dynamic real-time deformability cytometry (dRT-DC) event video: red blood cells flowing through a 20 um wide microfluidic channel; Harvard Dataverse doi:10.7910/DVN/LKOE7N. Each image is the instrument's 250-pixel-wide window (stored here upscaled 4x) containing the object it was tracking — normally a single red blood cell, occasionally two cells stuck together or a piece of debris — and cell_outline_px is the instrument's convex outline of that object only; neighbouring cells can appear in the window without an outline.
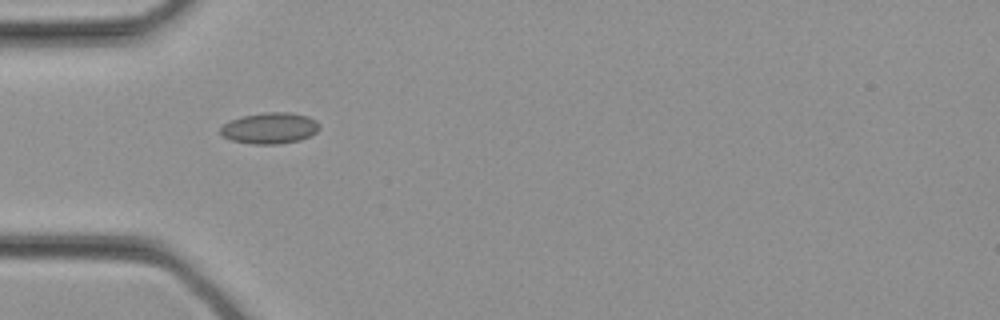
{"species": "common noctule bat (a hibernating species)", "species_latin": "Nyctalus noctula", "temperature_condition": "cold", "stored_images_in_passage": 22, "camera_frame_rate_fps": 3000, "um_per_image_px": 0.085, "animal": {"sex": "female", "body_mass_g": 21.9}, "frame": {"image": 1, "passage_image": 1, "time_ms": 0.0, "image_size_px": [1000, 320], "cell_outline_px": [[320, 128], [316, 132], [300, 140], [276, 144], [252, 144], [232, 140], [224, 136], [220, 132], [220, 128], [224, 124], [232, 120], [244, 116], [264, 112], [288, 112], [308, 116], [316, 120], [320, 124]], "centroid_in_image_um": [22.96, 10.89], "position_along_channel_um": 62.0, "area_um2": 17.8}}
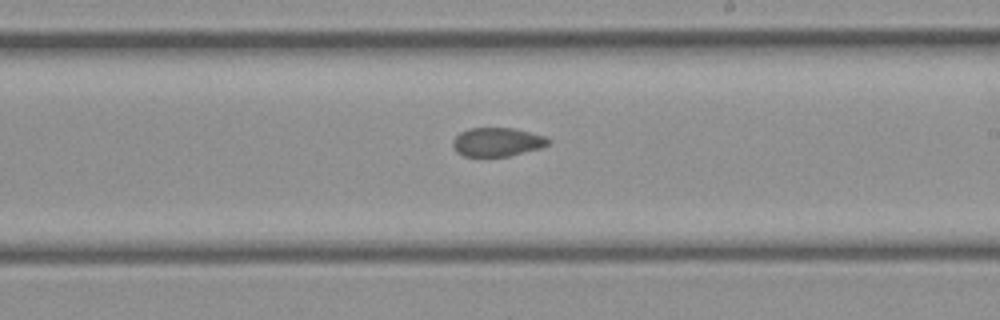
{"frame": {"image": 2, "passage_image": 10, "time_ms": 3.0, "image_size_px": [1000, 320], "cell_outline_px": [[552, 140], [548, 144], [540, 148], [508, 156], [464, 156], [456, 152], [452, 144], [452, 140], [460, 132], [468, 128], [512, 128], [548, 136]], "centroid_in_image_um": [42.27, 12.06], "position_along_channel_um": 246.7, "area_um2": 16.07}}
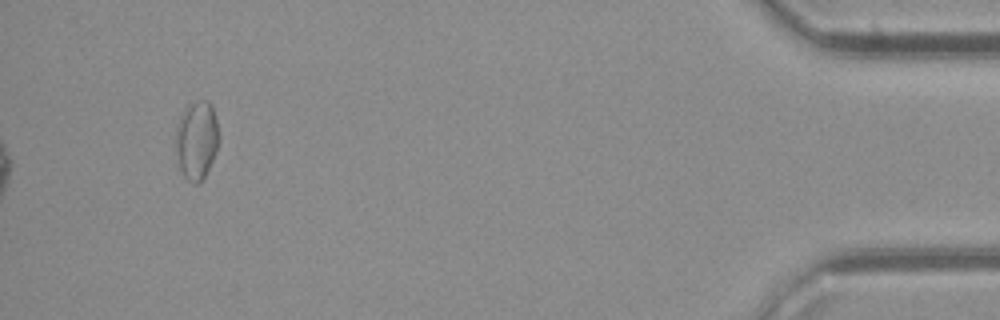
{"frame": {"image": 3, "passage_image": 22, "time_ms": 7.0, "image_size_px": [1000, 320], "cell_outline_px": [[220, 140], [216, 152], [200, 184], [192, 184], [184, 176], [180, 168], [176, 148], [176, 124], [184, 108], [188, 104], [196, 100], [208, 100], [212, 104], [220, 136]], "centroid_in_image_um": [16.73, 11.87], "position_along_channel_um": 418.5, "area_um2": 20.0}}